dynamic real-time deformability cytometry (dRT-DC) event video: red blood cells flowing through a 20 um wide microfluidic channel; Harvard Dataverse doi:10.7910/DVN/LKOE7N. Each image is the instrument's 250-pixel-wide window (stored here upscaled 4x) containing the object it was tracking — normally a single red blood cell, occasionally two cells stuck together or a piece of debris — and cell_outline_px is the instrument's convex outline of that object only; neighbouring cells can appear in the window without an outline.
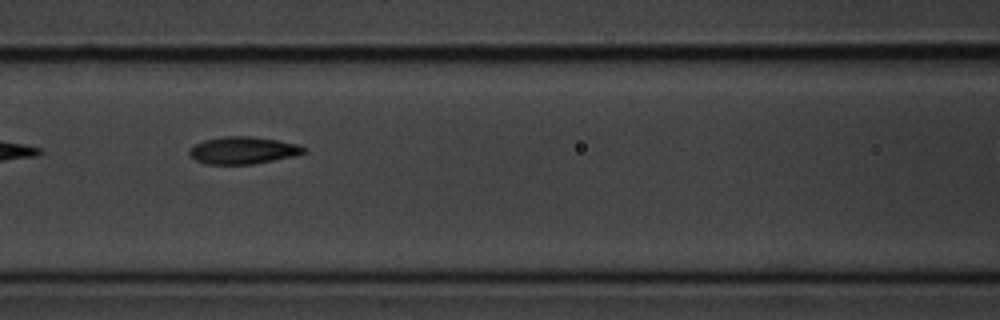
{"species": "common noctule bat (a hibernating species)", "species_latin": "Nyctalus noctula", "temperature_condition": "cold", "stored_images_in_passage": 10, "segment_of_instrument_passage": [1, 2], "camera_frame_rate_fps": 3000, "um_per_image_px": 0.085, "animal": {"sex": "male", "body_mass_g": 20.1, "forearm_length_mm": 53.5}, "frame": {"image": 1, "passage_image": 6, "time_ms": 5.667, "image_size_px": [1000, 320], "cell_outline_px": [[308, 152], [292, 156], [252, 164], [208, 164], [196, 160], [188, 152], [188, 148], [204, 140], [224, 136], [252, 136], [276, 140], [296, 144], [304, 148]], "centroid_in_image_um": [20.62, 12.77], "position_along_channel_um": 146.0, "area_um2": 17.92}}
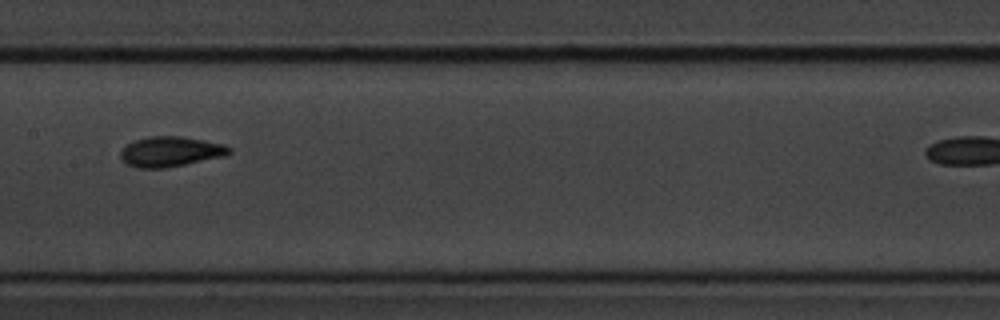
{"frame": {"image": 2, "passage_image": 7, "time_ms": 7.0, "image_size_px": [1000, 320], "cell_outline_px": [[232, 152], [224, 156], [164, 168], [136, 168], [124, 164], [120, 156], [120, 152], [128, 144], [136, 140], [148, 136], [180, 136], [204, 140], [224, 144], [232, 148]], "centroid_in_image_um": [14.48, 12.89], "position_along_channel_um": 192.9, "area_um2": 19.07}}
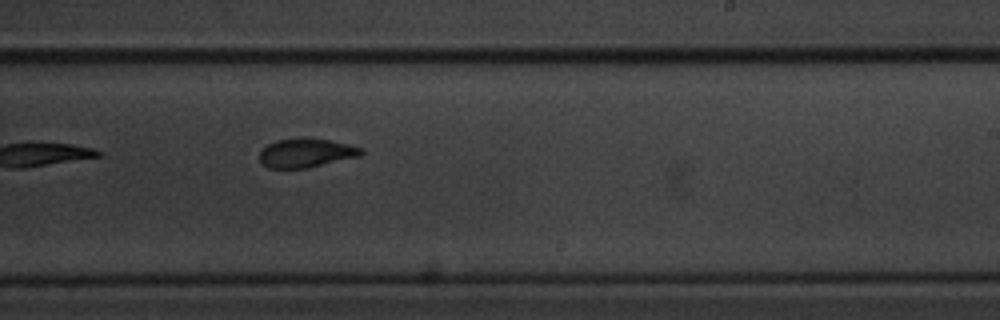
{"frame": {"image": 3, "passage_image": 9, "time_ms": 9.0, "image_size_px": [1000, 320], "cell_outline_px": [[364, 152], [360, 156], [308, 168], [268, 168], [260, 160], [260, 152], [268, 144], [276, 140], [300, 136], [304, 136], [328, 140], [348, 144], [364, 148]], "centroid_in_image_um": [26.04, 12.98], "position_along_channel_um": 263.0, "area_um2": 17.4}}